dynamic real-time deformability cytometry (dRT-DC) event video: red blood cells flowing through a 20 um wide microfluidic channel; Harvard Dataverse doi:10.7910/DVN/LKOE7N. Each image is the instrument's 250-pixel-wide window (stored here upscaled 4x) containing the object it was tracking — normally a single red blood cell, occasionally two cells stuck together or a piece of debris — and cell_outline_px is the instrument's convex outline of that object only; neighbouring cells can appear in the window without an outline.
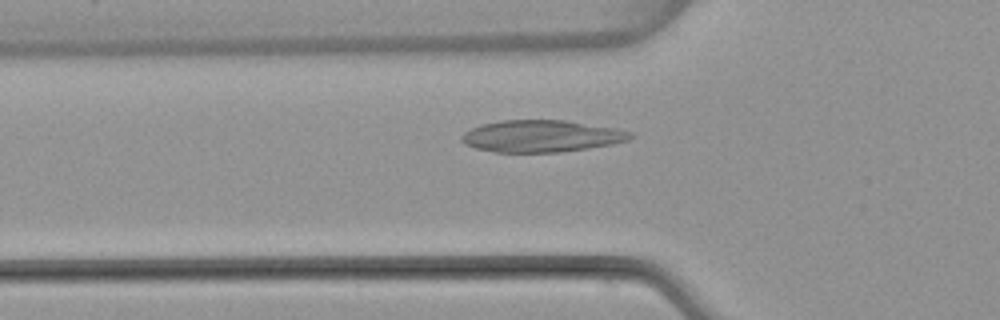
{"species": "common noctule bat (a hibernating species)", "species_latin": "Nyctalus noctula", "temperature_condition": "warm", "stored_images_in_passage": 47, "camera_frame_rate_fps": 3000, "um_per_image_px": 0.085, "animal": {"sex": "female", "body_mass_g": 22.7, "forearm_length_mm": 54.2}, "frame": {"image": 1, "passage_image": 13, "time_ms": 4.0, "image_size_px": [1000, 320], "cell_outline_px": [[632, 136], [628, 140], [612, 144], [588, 148], [560, 152], [496, 152], [476, 148], [464, 144], [460, 140], [460, 136], [464, 132], [480, 124], [500, 120], [564, 120], [616, 128], [632, 132]], "centroid_in_image_um": [45.98, 11.56], "position_along_channel_um": 79.8, "area_um2": 31.39}}
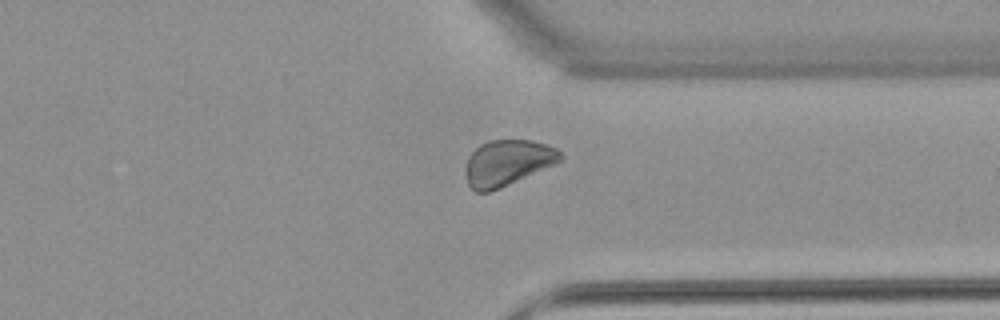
{"frame": {"image": 2, "passage_image": 35, "time_ms": 11.333, "image_size_px": [1000, 320], "cell_outline_px": [[564, 160], [556, 164], [500, 188], [488, 192], [476, 192], [468, 184], [464, 172], [464, 168], [468, 156], [480, 144], [488, 140], [532, 140], [556, 148], [564, 156]], "centroid_in_image_um": [43.13, 13.83], "position_along_channel_um": 368.3, "area_um2": 25.55}}
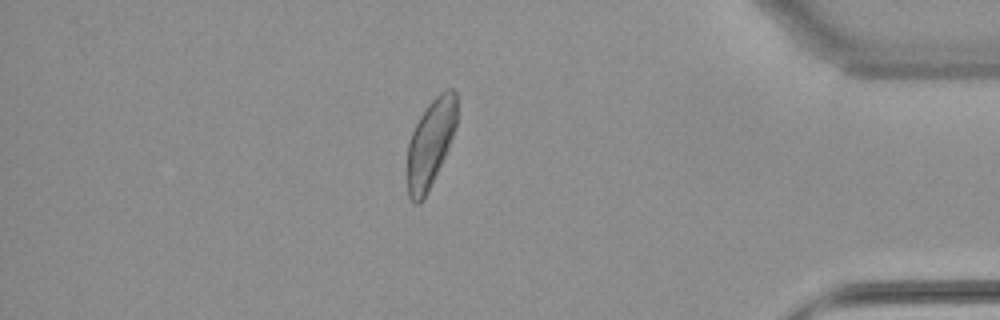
{"frame": {"image": 3, "passage_image": 40, "time_ms": 13.0, "image_size_px": [1000, 320], "cell_outline_px": [[456, 128], [448, 148], [424, 200], [420, 204], [416, 204], [408, 196], [404, 172], [404, 168], [408, 140], [420, 116], [428, 104], [440, 92], [448, 88], [452, 88], [456, 92]], "centroid_in_image_um": [36.52, 12.24], "position_along_channel_um": 398.7, "area_um2": 26.01}, "authors_computed_cell_mechanics": {"area_um2": 27.455, "velocity_mm_per_s": 3.9395, "shape_relaxation_time_tau1_ms": 11.3165, "shape_relaxation_time_tau2_ms": null, "deformation_change_tau1": 0.3642, "deformation_change_tau2": null}}